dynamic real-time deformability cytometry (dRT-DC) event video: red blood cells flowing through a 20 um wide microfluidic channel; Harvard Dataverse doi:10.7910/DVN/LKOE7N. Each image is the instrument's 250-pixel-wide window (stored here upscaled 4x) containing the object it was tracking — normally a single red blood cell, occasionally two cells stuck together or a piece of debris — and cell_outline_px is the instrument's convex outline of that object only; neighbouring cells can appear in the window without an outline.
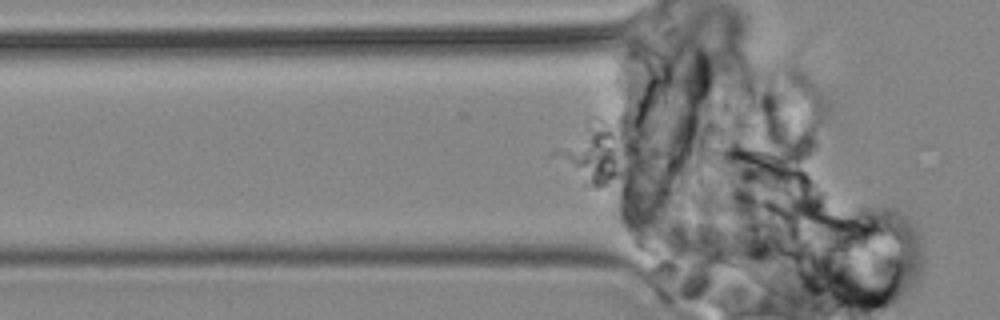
{"species": "common noctule bat (a hibernating species)", "species_latin": "Nyctalus noctula", "temperature_condition": "cold", "stored_images_in_passage": 3, "camera_frame_rate_fps": 3000, "um_per_image_px": 0.085, "animal": {"sex": "male", "body_mass_g": 19.2, "forearm_length_mm": 51.8}, "frame": {"image": 1, "passage_image": 3, "time_ms": 2.0, "image_size_px": [1000, 320], "cell_outline_px": [[896, 240], [860, 248], [836, 248], [800, 216], [800, 208], [892, 232], [896, 236]], "centroid_in_image_um": [71.9, 19.65], "position_along_channel_um": 53.9, "area_um2": 13.81}}